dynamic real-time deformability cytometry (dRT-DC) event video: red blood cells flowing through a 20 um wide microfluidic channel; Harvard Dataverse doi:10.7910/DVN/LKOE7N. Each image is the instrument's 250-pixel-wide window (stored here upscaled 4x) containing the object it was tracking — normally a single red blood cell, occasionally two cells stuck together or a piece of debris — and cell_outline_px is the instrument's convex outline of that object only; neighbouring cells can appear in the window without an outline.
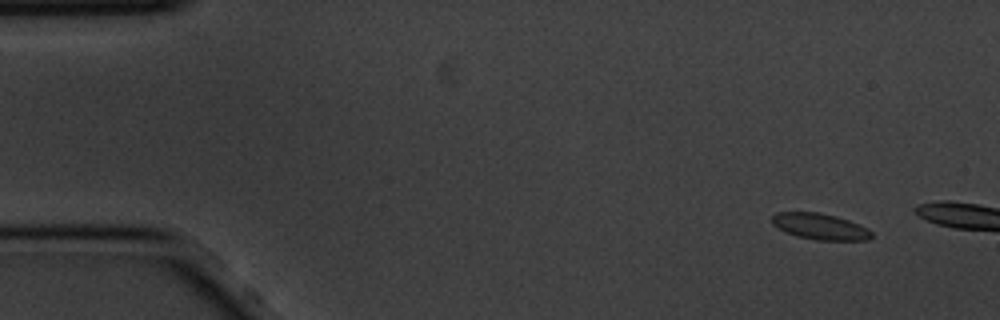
{"species": "common noctule bat (a hibernating species)", "species_latin": "Nyctalus noctula", "temperature_condition": "cold", "stored_images_in_passage": 8, "camera_frame_rate_fps": 3000, "um_per_image_px": 0.085, "animal": {"sex": "male", "body_mass_g": 20.1, "forearm_length_mm": 53.5}, "frame": {"image": 1, "passage_image": 1, "time_ms": 0.0, "image_size_px": [1000, 320], "cell_outline_px": [[872, 236], [868, 240], [816, 240], [796, 236], [784, 232], [772, 224], [772, 216], [776, 212], [816, 212], [836, 216], [848, 220], [868, 228], [872, 232]], "centroid_in_image_um": [69.68, 19.25], "position_along_channel_um": 15.3, "area_um2": 15.2}}